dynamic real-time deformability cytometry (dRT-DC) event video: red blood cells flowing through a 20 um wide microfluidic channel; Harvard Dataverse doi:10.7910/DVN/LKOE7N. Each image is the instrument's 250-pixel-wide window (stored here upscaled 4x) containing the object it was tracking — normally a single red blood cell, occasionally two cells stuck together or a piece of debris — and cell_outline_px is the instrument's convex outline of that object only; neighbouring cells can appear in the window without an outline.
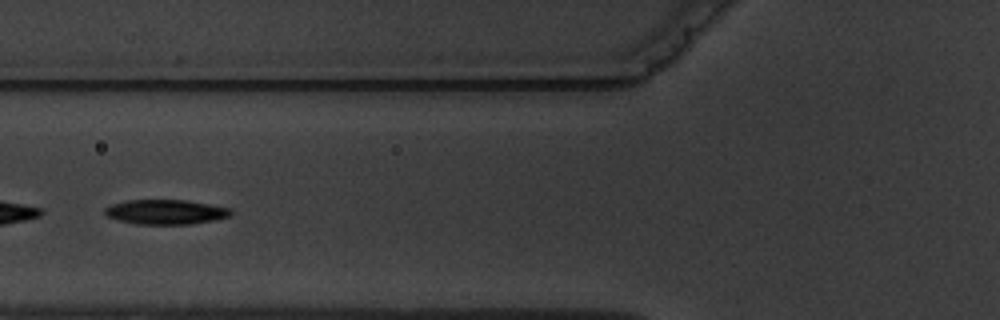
{"species": "common noctule bat (a hibernating species)", "species_latin": "Nyctalus noctula", "temperature_condition": "warm", "stored_images_in_passage": 14, "camera_frame_rate_fps": 3000, "um_per_image_px": 0.085, "animal": {"sex": "male", "body_mass_g": 19.5, "forearm_length_mm": 54.6}, "frame": {"image": 1, "passage_image": 5, "time_ms": 5.667, "image_size_px": [1000, 320], "cell_outline_px": [[232, 216], [192, 224], [136, 224], [116, 220], [104, 216], [104, 208], [112, 204], [128, 200], [184, 200], [232, 208]], "centroid_in_image_um": [14.05, 18.02], "position_along_channel_um": 111.7, "area_um2": 18.26}}
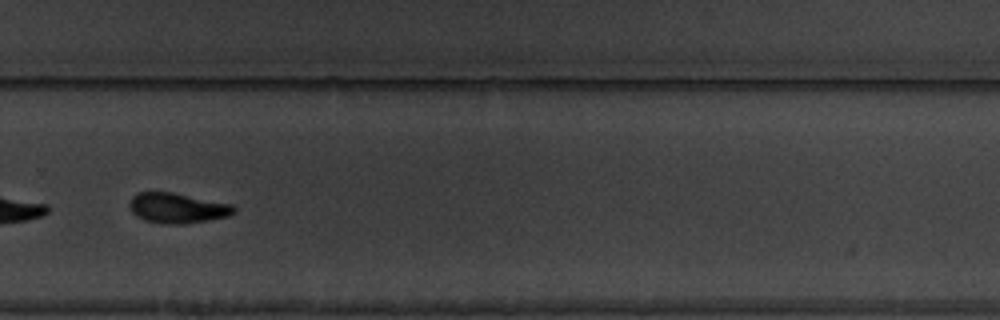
{"frame": {"image": 2, "passage_image": 10, "time_ms": 11.333, "image_size_px": [1000, 320], "cell_outline_px": [[236, 212], [228, 216], [208, 220], [180, 224], [160, 224], [144, 220], [136, 216], [128, 208], [128, 204], [132, 196], [136, 192], [172, 192], [232, 204], [236, 208]], "centroid_in_image_um": [15.04, 17.68], "position_along_channel_um": 314.8, "area_um2": 18.55}}
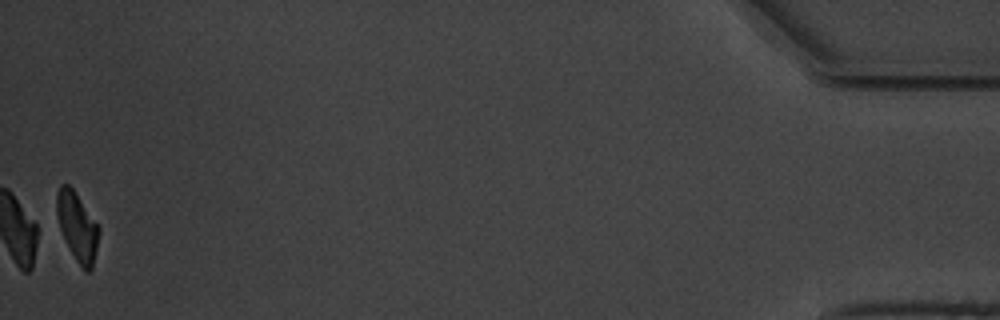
{"frame": {"image": 3, "passage_image": 14, "time_ms": 17.0, "image_size_px": [1000, 320], "cell_outline_px": [[100, 232], [92, 268], [88, 272], [84, 272], [76, 260], [60, 228], [56, 216], [56, 192], [60, 184], [68, 184], [76, 192], [100, 228]], "centroid_in_image_um": [6.56, 19.23], "position_along_channel_um": 428.6, "area_um2": 16.76}, "authors_computed_cell_mechanics": {"area_um2": 18.7272, "velocity_mm_per_s": 3.5921, "shape_relaxation_time_tau1_ms": 2.3177, "shape_relaxation_time_tau2_ms": 9.6115, "deformation_change_tau1": 0.1136, "deformation_change_tau2": 0.163}}